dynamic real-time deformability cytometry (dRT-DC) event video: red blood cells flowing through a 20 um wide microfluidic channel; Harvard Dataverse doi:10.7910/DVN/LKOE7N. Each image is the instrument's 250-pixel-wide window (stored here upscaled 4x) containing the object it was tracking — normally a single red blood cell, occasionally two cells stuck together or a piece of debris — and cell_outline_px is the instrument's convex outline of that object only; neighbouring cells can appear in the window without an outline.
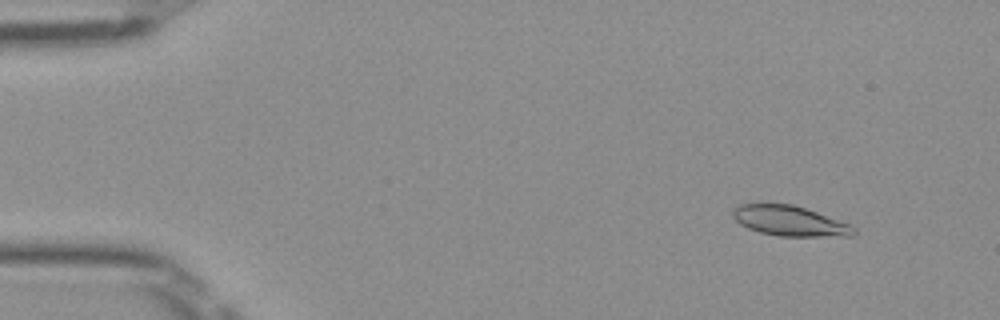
{"species": "Egyptian fruit bat (a non-hibernating species)", "species_latin": "Rousettus aegyptiacus", "temperature_condition": "room temperature", "stored_images_in_passage": 50, "camera_frame_rate_fps": 3000, "um_per_image_px": 0.085, "frame": {"image": 1, "passage_image": 4, "time_ms": 1.0, "image_size_px": [1000, 320], "cell_outline_px": [[856, 232], [852, 236], [776, 236], [760, 232], [748, 228], [740, 224], [732, 216], [732, 208], [740, 204], [760, 200], [768, 200], [792, 204], [852, 224], [856, 228]], "centroid_in_image_um": [67.05, 18.72], "position_along_channel_um": 17.9, "area_um2": 22.14}}
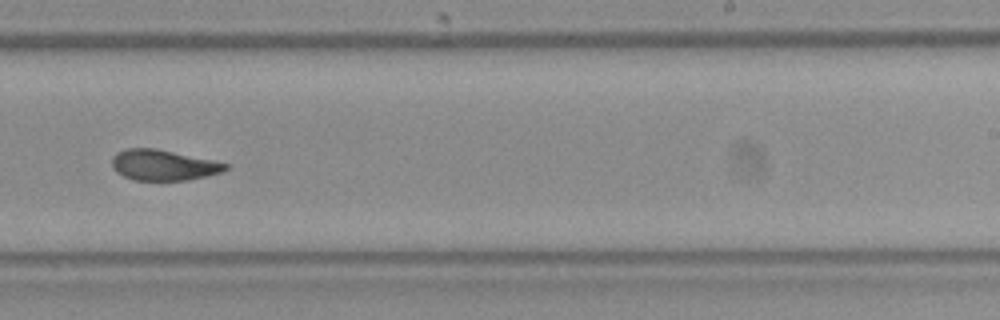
{"frame": {"image": 2, "passage_image": 31, "time_ms": 10.0, "image_size_px": [1000, 320], "cell_outline_px": [[228, 168], [224, 172], [188, 180], [132, 180], [116, 172], [112, 168], [112, 156], [116, 152], [128, 148], [156, 148], [216, 160], [228, 164]], "centroid_in_image_um": [13.9, 14.02], "position_along_channel_um": 275.1, "area_um2": 20.58}}
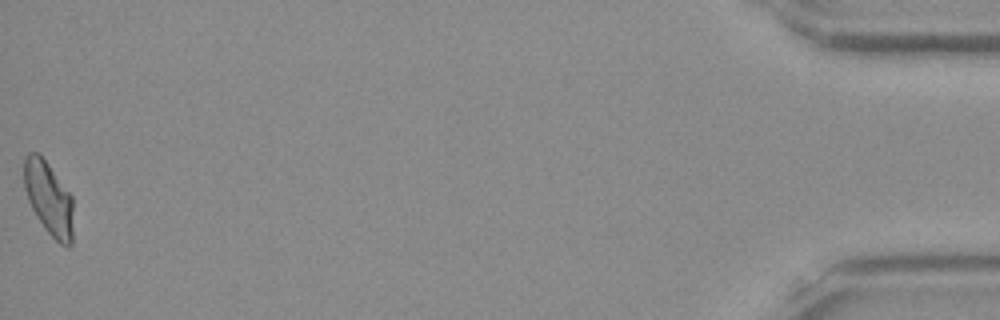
{"frame": {"image": 3, "passage_image": 50, "time_ms": 16.333, "image_size_px": [1000, 320], "cell_outline_px": [[72, 244], [68, 248], [60, 244], [44, 228], [36, 216], [28, 200], [24, 188], [24, 160], [28, 152], [40, 152], [72, 196]], "centroid_in_image_um": [4.13, 16.84], "position_along_channel_um": 431.1, "area_um2": 21.15}, "authors_computed_cell_mechanics": {"area_um2": 21.1259, "velocity_mm_per_s": 3.9814, "shape_relaxation_time_tau1_ms": null, "shape_relaxation_time_tau2_ms": 2.7997, "deformation_change_tau1": null, "deformation_change_tau2": 0.0714}}